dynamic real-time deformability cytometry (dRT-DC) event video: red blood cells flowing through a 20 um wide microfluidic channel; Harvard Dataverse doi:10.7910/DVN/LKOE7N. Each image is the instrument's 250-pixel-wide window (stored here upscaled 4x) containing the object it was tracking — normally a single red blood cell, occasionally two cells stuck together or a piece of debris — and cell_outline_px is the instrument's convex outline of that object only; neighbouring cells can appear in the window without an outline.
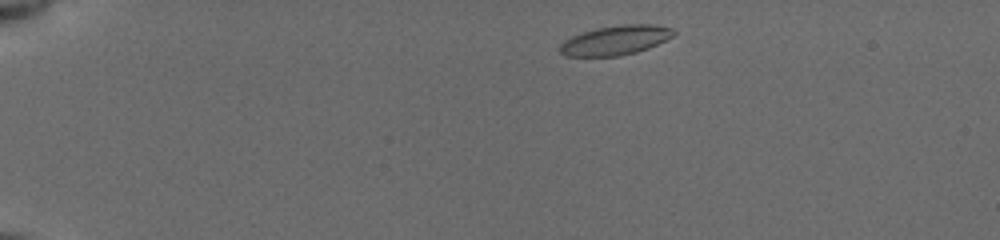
{"species": "common noctule bat (a hibernating species)", "species_latin": "Nyctalus noctula", "temperature_condition": "cold", "stored_images_in_passage": 44, "camera_frame_rate_fps": 3000, "um_per_image_px": 0.085, "animal": {"sex": "female", "body_mass_g": 19.5, "forearm_length_mm": 54.1}, "frame": {"image": 1, "passage_image": 1, "time_ms": 0.0, "image_size_px": [1000, 240], "cell_outline_px": [[676, 36], [648, 48], [636, 52], [620, 56], [564, 56], [560, 52], [560, 44], [564, 40], [572, 36], [596, 28], [620, 24], [652, 24], [672, 28], [676, 32]], "centroid_in_image_um": [52.35, 3.41], "position_along_channel_um": 32.6, "area_um2": 19.65}}
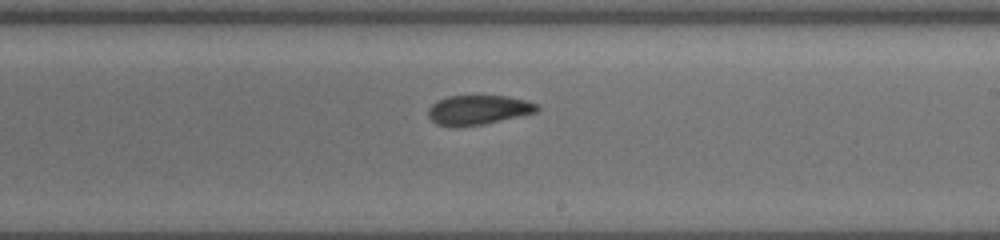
{"frame": {"image": 2, "passage_image": 24, "time_ms": 7.667, "image_size_px": [1000, 240], "cell_outline_px": [[540, 108], [536, 112], [484, 124], [456, 128], [448, 128], [436, 124], [428, 116], [428, 108], [432, 104], [448, 96], [508, 96], [540, 104]], "centroid_in_image_um": [40.63, 9.36], "position_along_channel_um": 248.4, "area_um2": 18.9}}
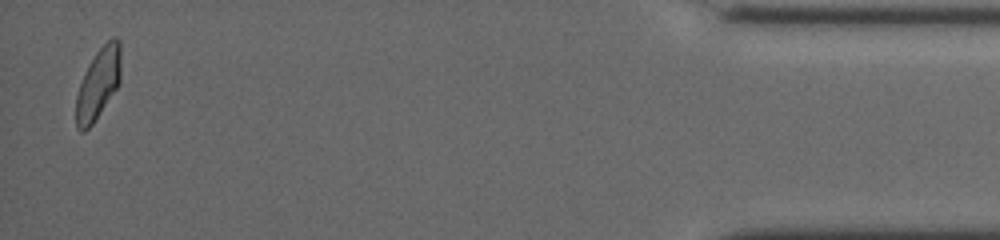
{"frame": {"image": 3, "passage_image": 43, "time_ms": 14.0, "image_size_px": [1000, 240], "cell_outline_px": [[120, 84], [92, 124], [84, 132], [80, 132], [76, 128], [76, 96], [80, 84], [88, 64], [96, 52], [112, 36], [116, 36], [120, 40]], "centroid_in_image_um": [8.36, 7.1], "position_along_channel_um": 426.8, "area_um2": 18.55}, "authors_computed_cell_mechanics": {"area_um2": 19.0451, "velocity_mm_per_s": 3.9181, "shape_relaxation_time_tau1_ms": null, "shape_relaxation_time_tau2_ms": 2.297, "deformation_change_tau1": null, "deformation_change_tau2": 0.0791}}